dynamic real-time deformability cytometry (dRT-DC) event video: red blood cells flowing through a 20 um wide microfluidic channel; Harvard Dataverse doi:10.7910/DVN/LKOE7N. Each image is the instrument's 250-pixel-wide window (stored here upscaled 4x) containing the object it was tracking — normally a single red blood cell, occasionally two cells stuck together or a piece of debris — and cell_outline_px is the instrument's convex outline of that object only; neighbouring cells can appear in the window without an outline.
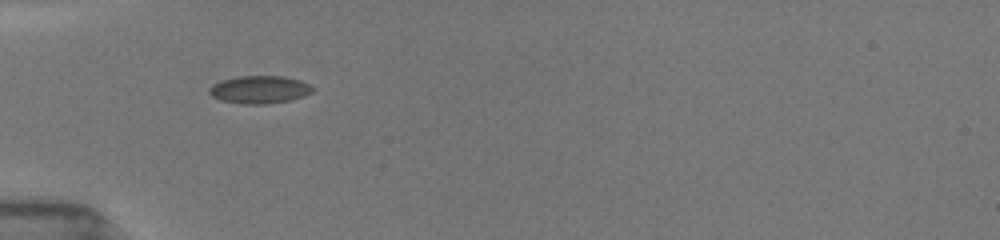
{"species": "common noctule bat (a hibernating species)", "species_latin": "Nyctalus noctula", "temperature_condition": "room temperature", "stored_images_in_passage": 36, "camera_frame_rate_fps": 3000, "um_per_image_px": 0.085, "animal": {"sex": "female", "body_mass_g": 19.5, "forearm_length_mm": 54.1}, "frame": {"image": 1, "passage_image": 1, "time_ms": 0.0, "image_size_px": [1000, 240], "cell_outline_px": [[316, 88], [312, 92], [304, 96], [288, 100], [264, 104], [244, 104], [220, 100], [212, 96], [208, 92], [208, 88], [212, 84], [220, 80], [236, 76], [284, 76], [300, 80]], "centroid_in_image_um": [22.03, 7.6], "position_along_channel_um": 63.0, "area_um2": 16.82}}
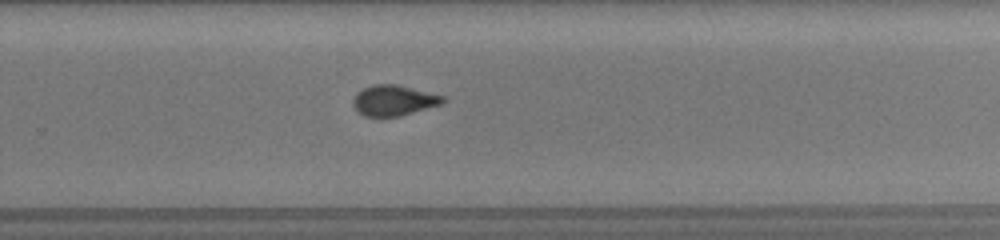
{"frame": {"image": 2, "passage_image": 19, "time_ms": 6.0, "image_size_px": [1000, 240], "cell_outline_px": [[448, 100], [440, 104], [400, 116], [364, 116], [356, 112], [352, 104], [352, 100], [356, 92], [372, 84], [396, 84], [448, 96]], "centroid_in_image_um": [33.47, 8.52], "position_along_channel_um": 296.3, "area_um2": 16.24}}
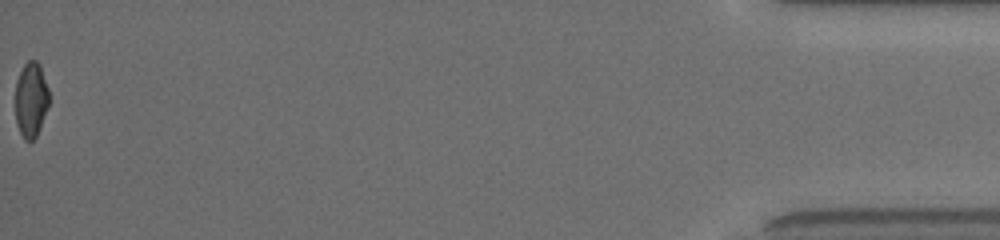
{"frame": {"image": 3, "passage_image": 36, "time_ms": 11.667, "image_size_px": [1000, 240], "cell_outline_px": [[48, 104], [36, 136], [32, 140], [24, 140], [16, 124], [16, 80], [24, 64], [28, 60], [36, 60], [40, 64], [48, 88]], "centroid_in_image_um": [2.62, 8.44], "position_along_channel_um": 432.6, "area_um2": 14.51}, "authors_computed_cell_mechanics": {"area_um2": 16.2707, "velocity_mm_per_s": 3.9774, "shape_relaxation_time_tau1_ms": 4.2546, "shape_relaxation_time_tau2_ms": 0.839, "deformation_change_tau1": 0.1201, "deformation_change_tau2": 0.0599}}